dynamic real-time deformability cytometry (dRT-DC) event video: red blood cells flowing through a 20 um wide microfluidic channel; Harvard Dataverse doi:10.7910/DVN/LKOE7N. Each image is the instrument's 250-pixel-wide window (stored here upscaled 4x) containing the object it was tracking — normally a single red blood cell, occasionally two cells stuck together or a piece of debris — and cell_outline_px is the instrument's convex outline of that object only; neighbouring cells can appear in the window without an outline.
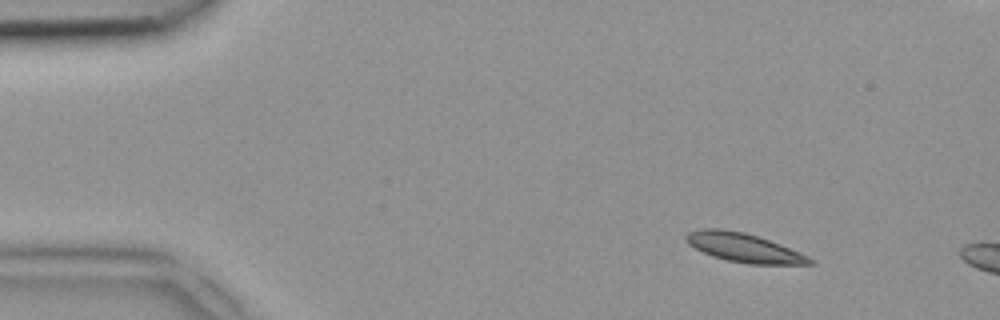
{"species": "common noctule bat (a hibernating species)", "species_latin": "Nyctalus noctula", "temperature_condition": "room temperature", "stored_images_in_passage": 4, "camera_frame_rate_fps": 3000, "um_per_image_px": 0.085, "animal": {"sex": "female", "body_mass_g": 18.4}, "frame": {"image": 1, "passage_image": 1, "time_ms": 0.0, "image_size_px": [1000, 320], "cell_outline_px": [[816, 264], [748, 264], [728, 260], [712, 256], [688, 244], [684, 240], [684, 236], [688, 232], [700, 228], [720, 228], [744, 232], [780, 244], [800, 252], [816, 260]], "centroid_in_image_um": [63.22, 21.05], "position_along_channel_um": 21.8, "area_um2": 20.87}}